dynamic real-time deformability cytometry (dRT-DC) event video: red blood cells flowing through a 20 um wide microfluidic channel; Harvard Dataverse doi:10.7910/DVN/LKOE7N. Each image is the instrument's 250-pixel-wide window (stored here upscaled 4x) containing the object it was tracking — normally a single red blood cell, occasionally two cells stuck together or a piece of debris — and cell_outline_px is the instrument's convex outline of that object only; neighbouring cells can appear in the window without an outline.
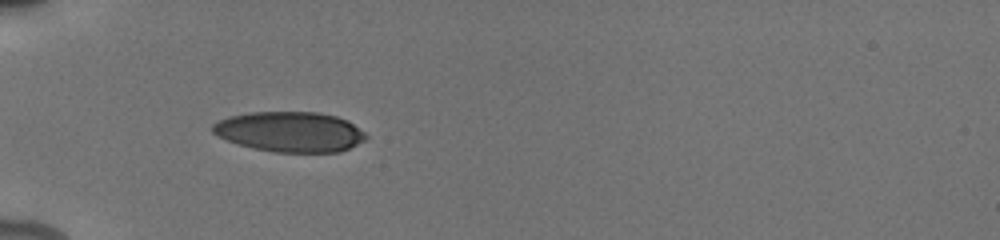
{"species": "human", "species_latin": "Homo sapiens", "temperature_condition": "cold", "stored_images_in_passage": 7, "camera_frame_rate_fps": 3000, "um_per_image_px": 0.085, "donor": {"sex": "male"}, "frame": {"image": 1, "passage_image": 6, "time_ms": 5.667, "image_size_px": [1000, 240], "cell_outline_px": [[368, 136], [364, 140], [340, 152], [276, 152], [252, 148], [228, 140], [212, 132], [212, 124], [216, 120], [228, 116], [248, 112], [320, 112], [336, 116], [348, 120], [364, 132]], "centroid_in_image_um": [24.64, 11.19], "position_along_channel_um": 60.4, "area_um2": 35.95}}